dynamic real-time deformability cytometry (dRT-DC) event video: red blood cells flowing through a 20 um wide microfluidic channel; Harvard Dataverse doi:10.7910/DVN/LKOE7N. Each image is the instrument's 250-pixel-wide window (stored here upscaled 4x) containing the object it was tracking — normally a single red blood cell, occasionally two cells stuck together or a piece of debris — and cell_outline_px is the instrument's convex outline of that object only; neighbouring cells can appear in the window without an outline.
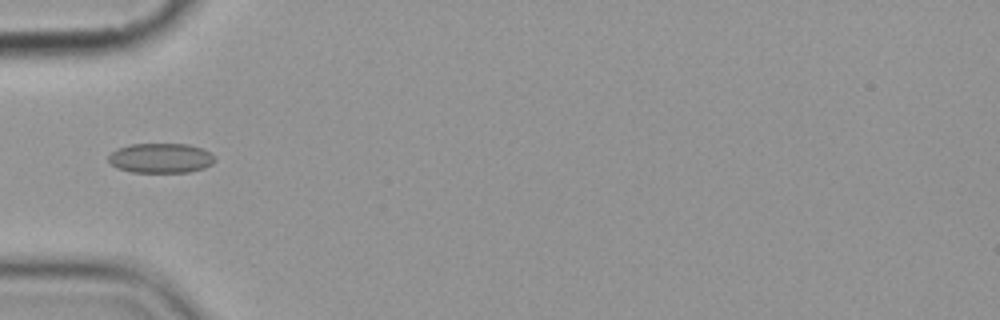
{"species": "common noctule bat (a hibernating species)", "species_latin": "Nyctalus noctula", "temperature_condition": "cold", "stored_images_in_passage": 7, "camera_frame_rate_fps": 3000, "um_per_image_px": 0.085, "animal": {"sex": "female", "body_mass_g": 19.9}, "frame": {"image": 1, "passage_image": 6, "time_ms": 5.667, "image_size_px": [1000, 320], "cell_outline_px": [[216, 160], [212, 164], [204, 168], [188, 172], [132, 172], [116, 168], [108, 160], [108, 156], [116, 148], [132, 144], [188, 144], [200, 148], [208, 152]], "centroid_in_image_um": [13.63, 13.44], "position_along_channel_um": 71.4, "area_um2": 18.38}}
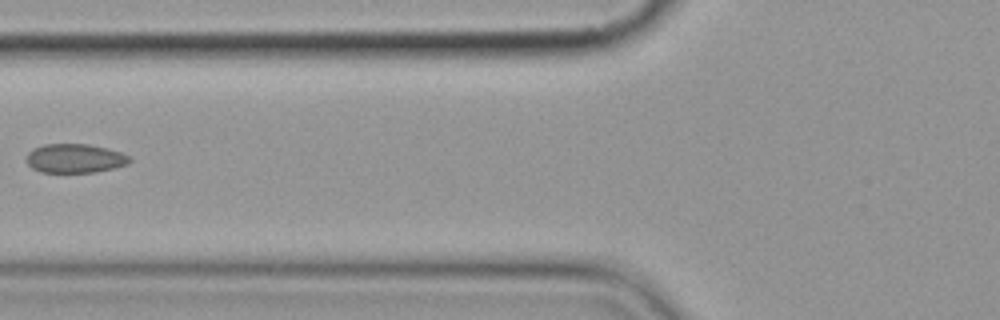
{"frame": {"image": 2, "passage_image": 7, "time_ms": 7.0, "image_size_px": [1000, 320], "cell_outline_px": [[132, 160], [128, 164], [96, 172], [40, 172], [32, 168], [28, 164], [28, 152], [32, 148], [44, 144], [88, 144], [108, 148], [120, 152], [128, 156]], "centroid_in_image_um": [6.37, 13.45], "position_along_channel_um": 119.4, "area_um2": 17.4}}